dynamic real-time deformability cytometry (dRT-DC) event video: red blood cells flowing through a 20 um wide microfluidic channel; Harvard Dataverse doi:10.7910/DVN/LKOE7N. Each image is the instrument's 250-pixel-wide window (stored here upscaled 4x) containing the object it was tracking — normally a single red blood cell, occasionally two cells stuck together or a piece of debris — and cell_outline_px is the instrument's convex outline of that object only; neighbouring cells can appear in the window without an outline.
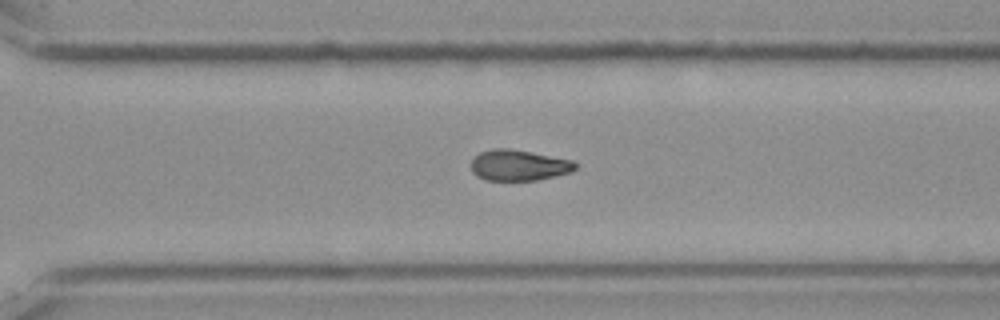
{"species": "Egyptian fruit bat (a non-hibernating species)", "species_latin": "Rousettus aegyptiacus", "temperature_condition": "cold", "stored_images_in_passage": 11, "camera_frame_rate_fps": 3000, "um_per_image_px": 0.085, "frame": {"image": 1, "passage_image": 11, "time_ms": 3.333, "image_size_px": [1000, 320], "cell_outline_px": [[576, 168], [572, 172], [556, 176], [536, 180], [484, 180], [476, 176], [472, 172], [472, 156], [480, 152], [492, 148], [508, 148], [532, 152], [572, 160], [576, 164]], "centroid_in_image_um": [44.07, 14.04], "position_along_channel_um": 326.5, "area_um2": 18.9}}